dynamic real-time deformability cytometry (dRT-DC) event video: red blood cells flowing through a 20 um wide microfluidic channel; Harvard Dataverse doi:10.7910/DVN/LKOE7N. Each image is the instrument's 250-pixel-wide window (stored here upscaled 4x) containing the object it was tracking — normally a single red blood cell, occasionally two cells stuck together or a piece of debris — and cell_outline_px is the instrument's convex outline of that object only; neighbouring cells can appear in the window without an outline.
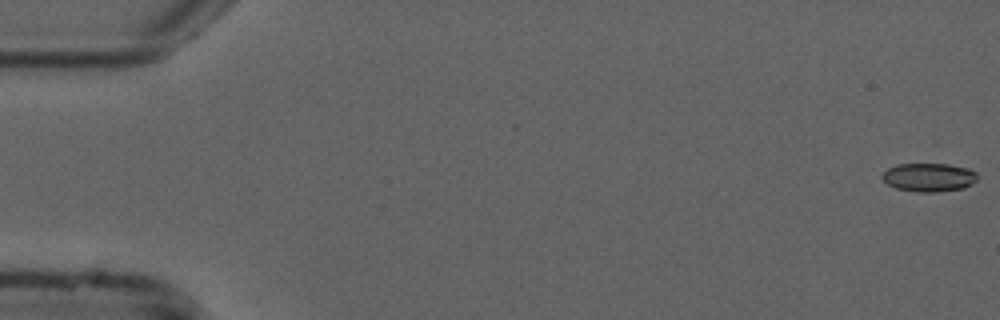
{"species": "common noctule bat (a hibernating species)", "species_latin": "Nyctalus noctula", "temperature_condition": "cold", "stored_images_in_passage": 54, "camera_frame_rate_fps": 3000, "um_per_image_px": 0.085, "animal": {"sex": "male", "forearm_length_mm": 52.5}, "frame": {"image": 1, "passage_image": 1, "time_ms": 0.0, "image_size_px": [1000, 320], "cell_outline_px": [[976, 180], [972, 184], [964, 188], [936, 192], [916, 192], [896, 188], [888, 184], [880, 176], [888, 168], [896, 164], [936, 160], [968, 168], [976, 172]], "centroid_in_image_um": [78.95, 15.01], "position_along_channel_um": 6.0, "area_um2": 16.7}}
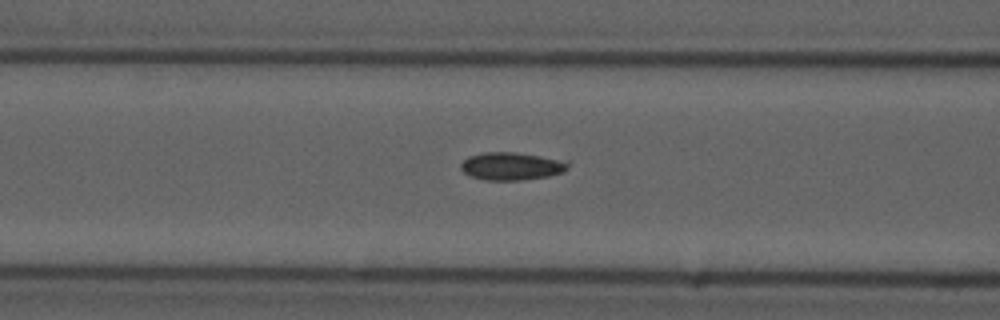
{"frame": {"image": 2, "passage_image": 22, "time_ms": 7.0, "image_size_px": [1000, 320], "cell_outline_px": [[572, 160], [568, 168], [564, 172], [548, 176], [520, 180], [484, 180], [472, 176], [464, 172], [460, 168], [460, 164], [468, 156], [484, 152], [516, 152]], "centroid_in_image_um": [43.55, 14.11], "position_along_channel_um": 123.0, "area_um2": 17.69}}
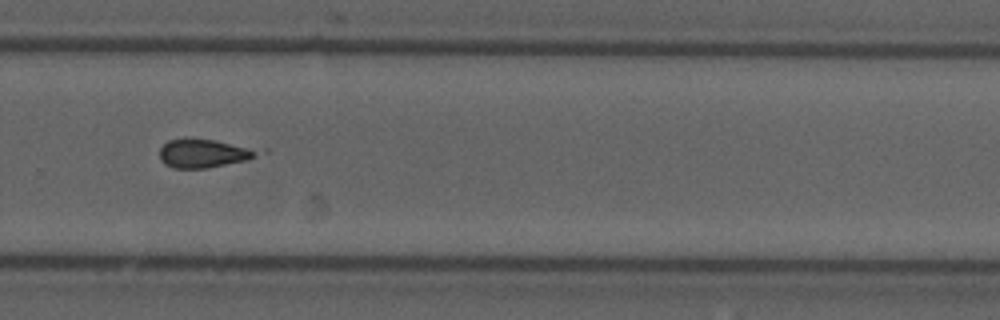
{"frame": {"image": 3, "passage_image": 37, "time_ms": 12.0, "image_size_px": [1000, 320], "cell_outline_px": [[268, 152], [248, 160], [208, 168], [172, 168], [164, 164], [160, 160], [160, 148], [168, 140], [184, 136], [268, 148]], "centroid_in_image_um": [17.46, 13.0], "position_along_channel_um": 312.3, "area_um2": 17.46}}